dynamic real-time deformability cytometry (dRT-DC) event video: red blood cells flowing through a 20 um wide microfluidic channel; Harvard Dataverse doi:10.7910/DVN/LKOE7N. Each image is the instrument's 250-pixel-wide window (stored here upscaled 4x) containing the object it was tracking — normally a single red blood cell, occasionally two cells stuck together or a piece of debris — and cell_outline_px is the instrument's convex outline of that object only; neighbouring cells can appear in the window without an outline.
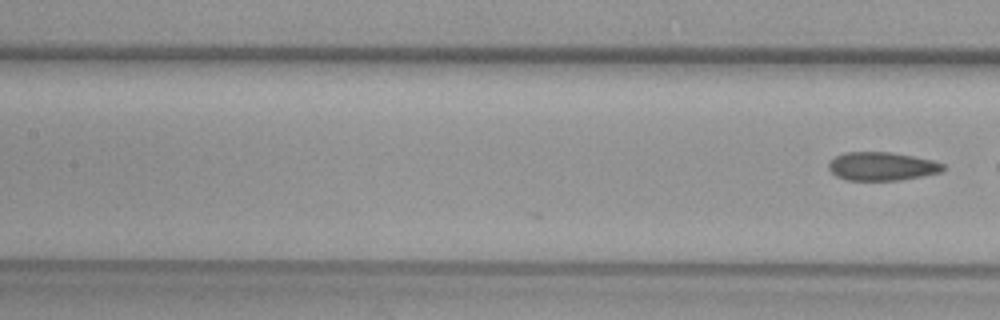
{"species": "common noctule bat (a hibernating species)", "species_latin": "Nyctalus noctula", "temperature_condition": "warm", "stored_images_in_passage": 6, "camera_frame_rate_fps": 3000, "um_per_image_px": 0.085, "animal": {"sex": "female", "body_mass_g": 29.2, "forearm_length_mm": 56.3}, "frame": {"image": 1, "passage_image": 6, "time_ms": 1.667, "image_size_px": [1000, 320], "cell_outline_px": [[944, 168], [940, 172], [900, 180], [844, 180], [836, 176], [828, 168], [828, 164], [836, 156], [844, 152], [892, 152], [932, 160], [944, 164]], "centroid_in_image_um": [74.93, 14.13], "position_along_channel_um": 132.5, "area_um2": 18.84}}